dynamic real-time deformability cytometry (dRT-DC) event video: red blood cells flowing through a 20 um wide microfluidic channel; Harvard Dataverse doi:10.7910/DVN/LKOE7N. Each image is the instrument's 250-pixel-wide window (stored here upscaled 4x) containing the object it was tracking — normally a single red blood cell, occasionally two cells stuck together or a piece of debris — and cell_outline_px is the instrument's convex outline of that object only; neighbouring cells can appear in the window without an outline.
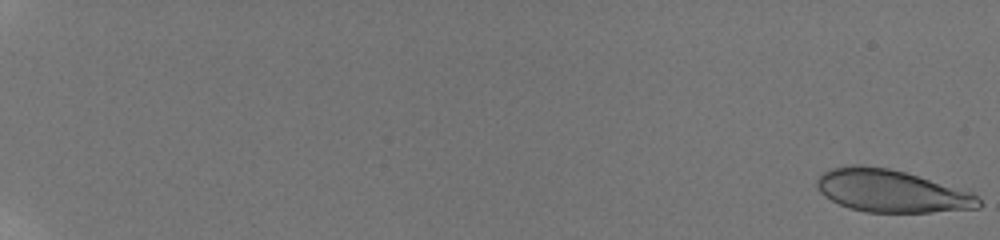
{"species": "human", "species_latin": "Homo sapiens", "temperature_condition": "room temperature", "stored_images_in_passage": 32, "camera_frame_rate_fps": 3000, "um_per_image_px": 0.085, "donor": {"sex": "male"}, "frame": {"image": 1, "passage_image": 1, "time_ms": 0.0, "image_size_px": [1000, 240], "cell_outline_px": [[984, 204], [980, 208], [932, 212], [868, 212], [848, 208], [824, 196], [820, 192], [816, 184], [816, 180], [828, 168], [852, 164], [860, 164], [888, 168], [904, 172], [972, 192]], "centroid_in_image_um": [75.75, 16.23], "position_along_channel_um": 9.3, "area_um2": 40.06}}
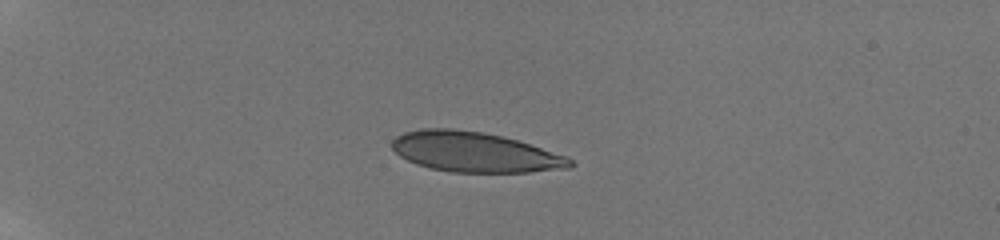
{"frame": {"image": 2, "passage_image": 23, "time_ms": 5.667, "image_size_px": [1000, 240], "cell_outline_px": [[576, 164], [572, 168], [528, 172], [452, 172], [432, 168], [416, 164], [400, 156], [392, 148], [392, 140], [396, 136], [404, 132], [420, 128], [452, 128], [480, 132], [500, 136], [516, 140], [568, 156]], "centroid_in_image_um": [40.36, 12.93], "position_along_channel_um": 44.6, "area_um2": 41.5}}